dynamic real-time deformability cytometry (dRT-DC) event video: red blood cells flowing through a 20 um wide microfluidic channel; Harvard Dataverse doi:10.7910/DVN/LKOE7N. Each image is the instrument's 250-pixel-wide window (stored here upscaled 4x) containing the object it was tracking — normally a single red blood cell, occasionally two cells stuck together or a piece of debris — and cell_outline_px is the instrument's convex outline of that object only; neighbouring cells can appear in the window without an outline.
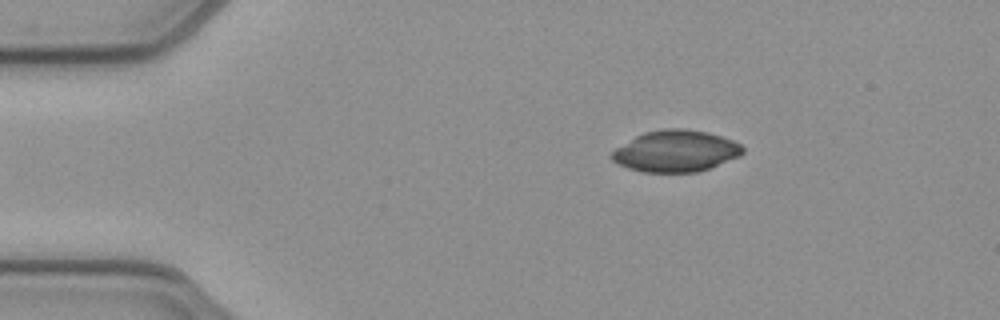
{"species": "common noctule bat (a hibernating species)", "species_latin": "Nyctalus noctula", "temperature_condition": "cold", "stored_images_in_passage": 44, "camera_frame_rate_fps": 3000, "um_per_image_px": 0.085, "animal": {"sex": "female", "body_mass_g": 21.9}, "frame": {"image": 1, "passage_image": 1, "time_ms": 0.0, "image_size_px": [1000, 320], "cell_outline_px": [[744, 152], [740, 156], [708, 168], [696, 172], [640, 172], [628, 168], [612, 160], [608, 156], [616, 148], [636, 136], [644, 132], [664, 128], [684, 128], [708, 132], [732, 140], [740, 144], [744, 148]], "centroid_in_image_um": [57.43, 12.84], "position_along_channel_um": 27.6, "area_um2": 31.62}}
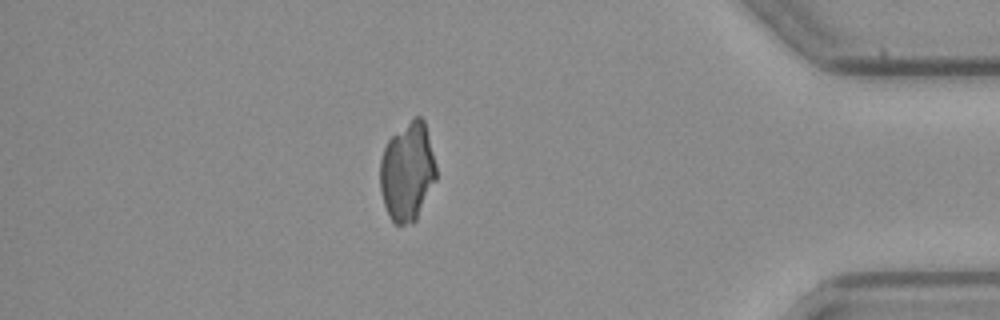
{"frame": {"image": 2, "passage_image": 37, "time_ms": 12.0, "image_size_px": [1000, 320], "cell_outline_px": [[436, 180], [416, 220], [412, 224], [396, 224], [388, 216], [384, 204], [380, 188], [380, 160], [384, 148], [388, 140], [392, 136], [416, 116], [420, 116], [424, 120], [436, 164]], "centroid_in_image_um": [34.63, 14.63], "position_along_channel_um": 400.6, "area_um2": 32.14}}